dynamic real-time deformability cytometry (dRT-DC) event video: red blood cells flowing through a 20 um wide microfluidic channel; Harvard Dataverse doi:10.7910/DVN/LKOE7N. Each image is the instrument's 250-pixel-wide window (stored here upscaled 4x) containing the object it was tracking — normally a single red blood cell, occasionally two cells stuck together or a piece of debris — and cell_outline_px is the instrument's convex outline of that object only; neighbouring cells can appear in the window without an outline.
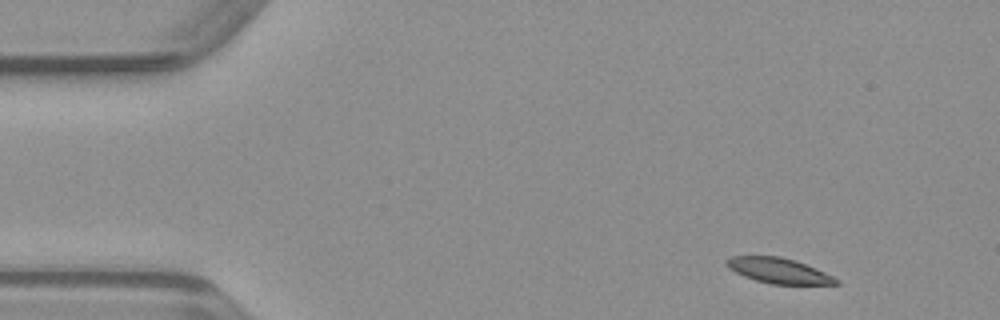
{"species": "common noctule bat (a hibernating species)", "species_latin": "Nyctalus noctula", "temperature_condition": "warm", "stored_images_in_passage": 45, "camera_frame_rate_fps": 3000, "um_per_image_px": 0.085, "animal": {"sex": "male", "body_mass_g": 23.1, "forearm_length_mm": 52.7}, "frame": {"image": 1, "passage_image": 1, "time_ms": 0.0, "image_size_px": [1000, 320], "cell_outline_px": [[840, 284], [772, 284], [756, 280], [744, 276], [728, 268], [724, 264], [724, 260], [732, 256], [780, 256], [796, 260], [816, 268], [840, 280]], "centroid_in_image_um": [66.17, 22.99], "position_along_channel_um": 18.8, "area_um2": 16.18}}
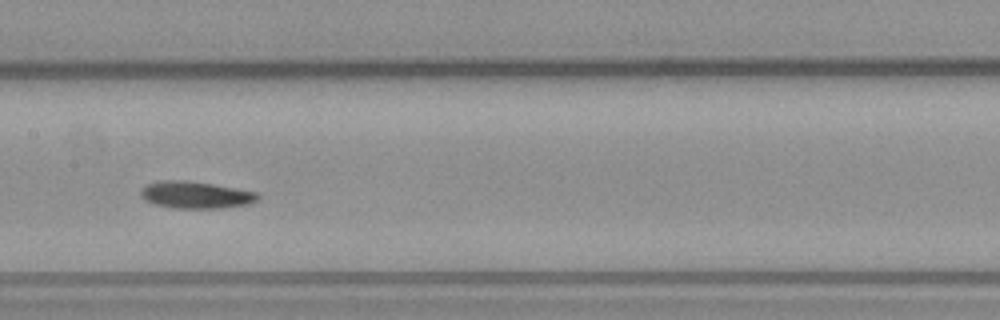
{"frame": {"image": 2, "passage_image": 20, "time_ms": 6.333, "image_size_px": [1000, 320], "cell_outline_px": [[260, 196], [256, 200], [248, 204], [224, 208], [172, 208], [156, 204], [144, 200], [140, 196], [140, 188], [148, 184], [160, 180], [188, 180], [236, 188], [256, 192]], "centroid_in_image_um": [16.6, 16.56], "position_along_channel_um": 190.8, "area_um2": 18.5}}
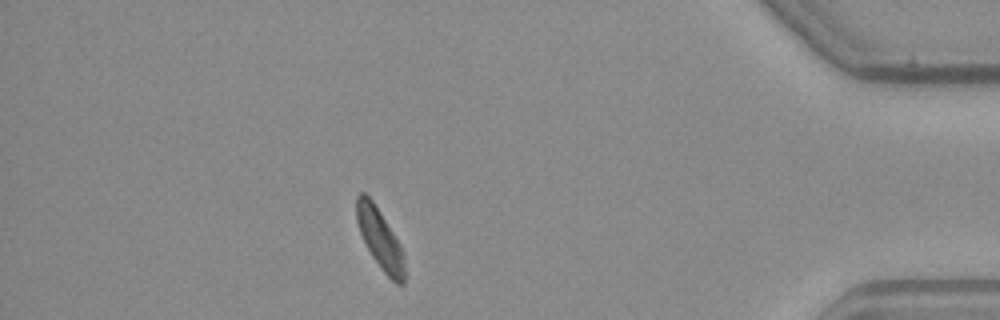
{"frame": {"image": 3, "passage_image": 39, "time_ms": 12.667, "image_size_px": [1000, 320], "cell_outline_px": [[404, 284], [396, 284], [384, 272], [372, 256], [360, 232], [356, 220], [356, 196], [360, 192], [364, 192], [372, 200], [380, 212], [400, 244], [404, 252]], "centroid_in_image_um": [32.3, 20.29], "position_along_channel_um": 402.9, "area_um2": 16.59}}